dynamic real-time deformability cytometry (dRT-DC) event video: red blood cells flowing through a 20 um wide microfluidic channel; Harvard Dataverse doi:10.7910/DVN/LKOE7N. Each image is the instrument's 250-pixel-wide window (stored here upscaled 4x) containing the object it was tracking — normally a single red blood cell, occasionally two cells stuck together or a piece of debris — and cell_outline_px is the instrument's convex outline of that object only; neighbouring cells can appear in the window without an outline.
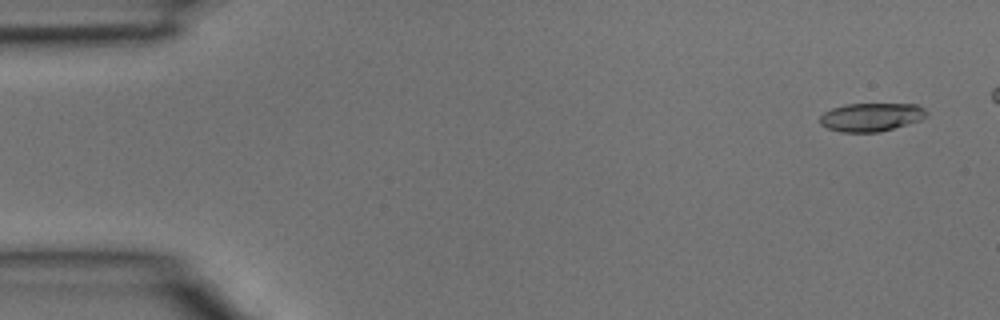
{"species": "common noctule bat (a hibernating species)", "species_latin": "Nyctalus noctula", "temperature_condition": "room temperature", "stored_images_in_passage": 36, "camera_frame_rate_fps": 3000, "um_per_image_px": 0.085, "animal": {"sex": "male", "body_mass_g": 15.6}, "frame": {"image": 1, "passage_image": 2, "time_ms": 0.333, "image_size_px": [1000, 320], "cell_outline_px": [[928, 116], [920, 120], [880, 132], [840, 132], [828, 128], [820, 124], [820, 116], [824, 112], [832, 108], [844, 104], [916, 104], [924, 108], [928, 112]], "centroid_in_image_um": [74.05, 9.95], "position_along_channel_um": 10.9, "area_um2": 17.69}}
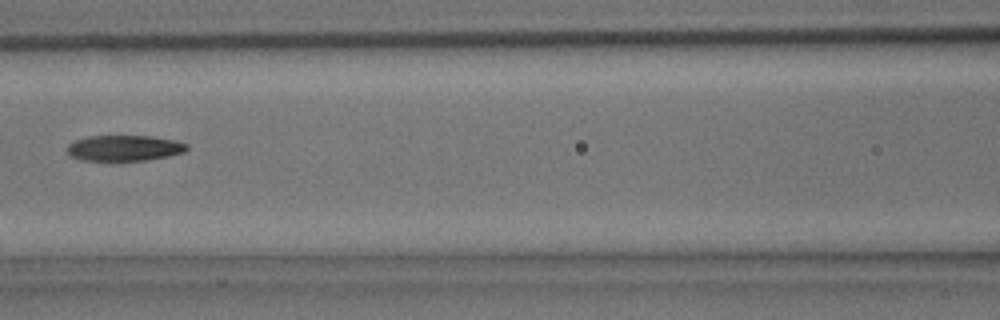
{"frame": {"image": 2, "passage_image": 18, "time_ms": 5.667, "image_size_px": [1000, 320], "cell_outline_px": [[188, 148], [184, 152], [168, 156], [144, 160], [80, 160], [72, 156], [64, 148], [68, 144], [76, 140], [88, 136], [148, 136], [172, 140], [188, 144]], "centroid_in_image_um": [10.53, 12.58], "position_along_channel_um": 156.1, "area_um2": 17.74}}
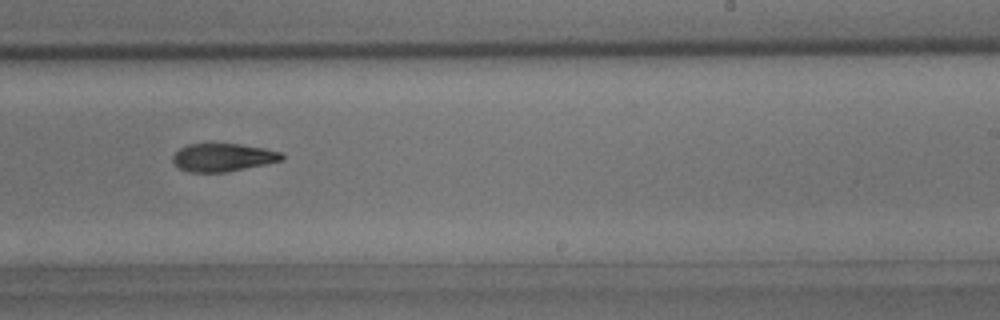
{"frame": {"image": 3, "passage_image": 25, "time_ms": 8.0, "image_size_px": [1000, 320], "cell_outline_px": [[284, 160], [224, 172], [188, 172], [180, 168], [172, 160], [172, 156], [180, 148], [188, 144], [208, 140], [240, 144], [264, 148], [284, 152]], "centroid_in_image_um": [18.93, 13.32], "position_along_channel_um": 270.1, "area_um2": 18.44}}